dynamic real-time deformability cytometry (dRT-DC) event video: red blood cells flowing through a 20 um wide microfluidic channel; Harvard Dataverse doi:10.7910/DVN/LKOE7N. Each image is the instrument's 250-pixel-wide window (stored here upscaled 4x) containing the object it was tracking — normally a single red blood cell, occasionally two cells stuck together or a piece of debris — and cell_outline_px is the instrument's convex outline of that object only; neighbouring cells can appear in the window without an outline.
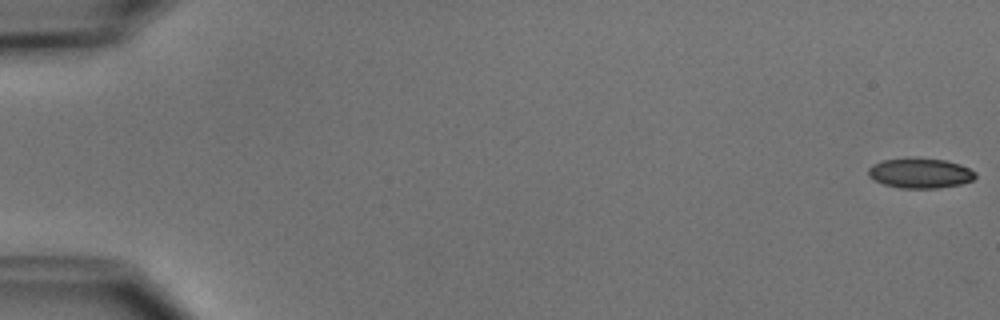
{"species": "common noctule bat (a hibernating species)", "species_latin": "Nyctalus noctula", "temperature_condition": "cold", "stored_images_in_passage": 5, "camera_frame_rate_fps": 3000, "um_per_image_px": 0.085, "animal": {"sex": "male", "body_mass_g": 15.6}, "frame": {"image": 1, "passage_image": 1, "time_ms": 0.0, "image_size_px": [1000, 320], "cell_outline_px": [[976, 176], [972, 180], [960, 184], [936, 188], [900, 188], [884, 184], [868, 176], [868, 168], [872, 164], [880, 160], [908, 156], [920, 156], [944, 160], [960, 164], [976, 172]], "centroid_in_image_um": [78.17, 14.67], "position_along_channel_um": 6.8, "area_um2": 19.19}}
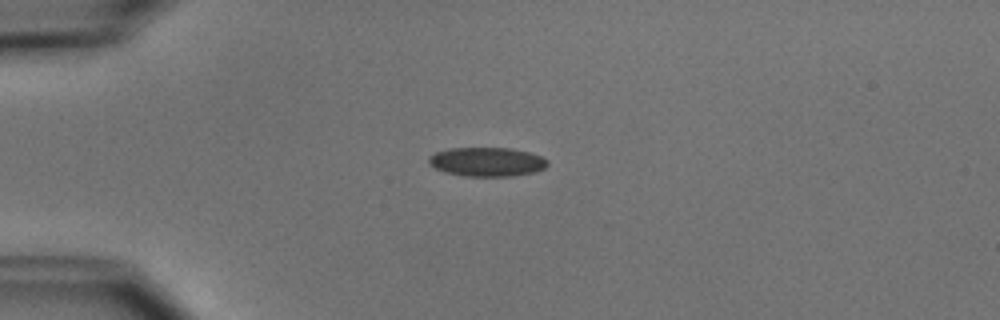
{"frame": {"image": 2, "passage_image": 4, "time_ms": 4.333, "image_size_px": [1000, 320], "cell_outline_px": [[548, 164], [544, 168], [536, 172], [512, 176], [464, 176], [444, 172], [428, 164], [428, 156], [436, 152], [448, 148], [512, 148], [528, 152], [540, 156], [548, 160]], "centroid_in_image_um": [41.37, 13.75], "position_along_channel_um": 43.6, "area_um2": 20.23}}